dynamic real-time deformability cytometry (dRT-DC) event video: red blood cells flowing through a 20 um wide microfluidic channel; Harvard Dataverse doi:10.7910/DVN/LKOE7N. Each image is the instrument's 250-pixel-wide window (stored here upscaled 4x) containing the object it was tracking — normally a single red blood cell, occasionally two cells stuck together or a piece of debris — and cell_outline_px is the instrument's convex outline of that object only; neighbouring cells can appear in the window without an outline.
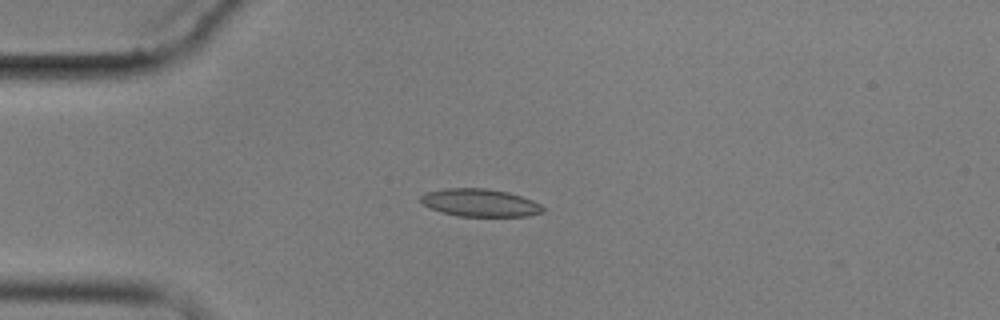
{"species": "common noctule bat (a hibernating species)", "species_latin": "Nyctalus noctula", "temperature_condition": "cold", "stored_images_in_passage": 10, "camera_frame_rate_fps": 3000, "um_per_image_px": 0.085, "animal": {"sex": "male", "body_mass_g": 17.9}, "frame": {"image": 1, "passage_image": 4, "time_ms": 3.667, "image_size_px": [1000, 320], "cell_outline_px": [[544, 212], [528, 216], [460, 216], [444, 212], [420, 204], [420, 196], [428, 192], [444, 188], [484, 188], [508, 192], [532, 200], [540, 204], [544, 208]], "centroid_in_image_um": [40.8, 17.23], "position_along_channel_um": 44.2, "area_um2": 19.59}}
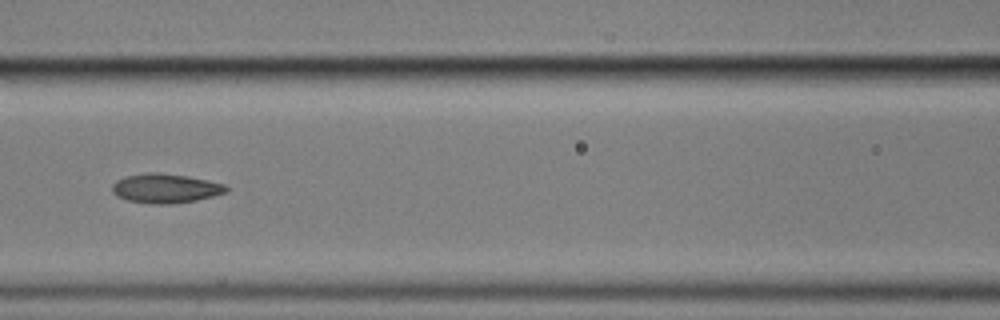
{"frame": {"image": 2, "passage_image": 7, "time_ms": 7.333, "image_size_px": [1000, 320], "cell_outline_px": [[228, 192], [196, 200], [172, 204], [148, 204], [128, 200], [116, 196], [112, 192], [112, 184], [116, 180], [124, 176], [148, 172], [156, 172], [188, 176], [224, 184], [228, 188]], "centroid_in_image_um": [14.03, 16.01], "position_along_channel_um": 152.6, "area_um2": 19.59}}
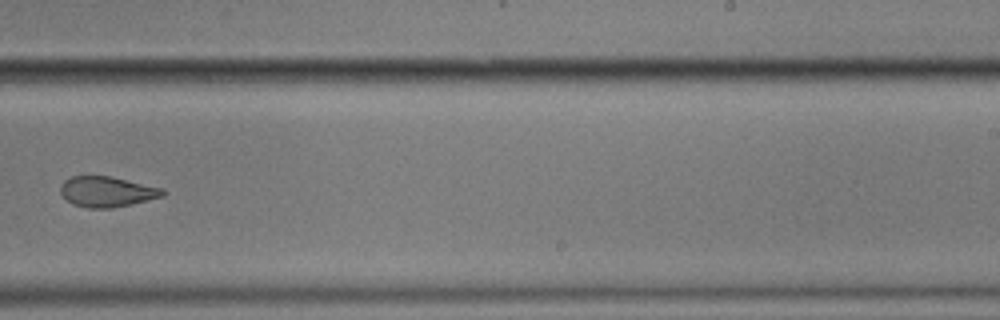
{"frame": {"image": 3, "passage_image": 10, "time_ms": 11.0, "image_size_px": [1000, 320], "cell_outline_px": [[168, 192], [164, 196], [112, 208], [88, 208], [72, 204], [60, 192], [60, 184], [64, 180], [72, 176], [112, 176], [164, 188]], "centroid_in_image_um": [9.11, 16.28], "position_along_channel_um": 279.9, "area_um2": 18.26}}